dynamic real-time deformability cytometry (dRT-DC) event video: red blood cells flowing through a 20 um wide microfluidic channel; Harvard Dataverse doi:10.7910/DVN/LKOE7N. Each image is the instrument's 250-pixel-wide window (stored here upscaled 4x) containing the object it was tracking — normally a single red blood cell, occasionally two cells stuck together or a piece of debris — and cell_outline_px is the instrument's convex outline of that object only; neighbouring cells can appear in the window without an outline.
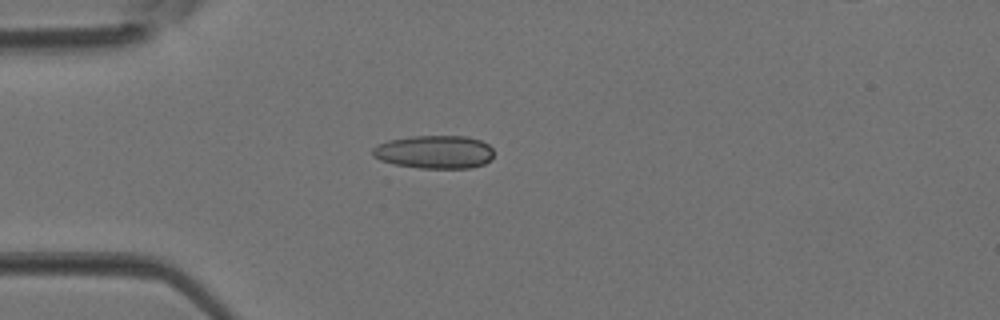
{"species": "Egyptian fruit bat (a non-hibernating species)", "species_latin": "Rousettus aegyptiacus", "temperature_condition": "room temperature", "stored_images_in_passage": 2, "camera_frame_rate_fps": 3000, "um_per_image_px": 0.085, "animal": {"sex": "female"}, "frame": {"image": 1, "passage_image": 2, "time_ms": 0.333, "image_size_px": [1000, 320], "cell_outline_px": [[492, 156], [484, 164], [472, 168], [420, 168], [396, 164], [380, 160], [372, 156], [372, 148], [388, 140], [412, 136], [468, 136], [480, 140], [488, 144], [492, 148]], "centroid_in_image_um": [36.93, 12.91], "position_along_channel_um": 48.1, "area_um2": 23.41}}